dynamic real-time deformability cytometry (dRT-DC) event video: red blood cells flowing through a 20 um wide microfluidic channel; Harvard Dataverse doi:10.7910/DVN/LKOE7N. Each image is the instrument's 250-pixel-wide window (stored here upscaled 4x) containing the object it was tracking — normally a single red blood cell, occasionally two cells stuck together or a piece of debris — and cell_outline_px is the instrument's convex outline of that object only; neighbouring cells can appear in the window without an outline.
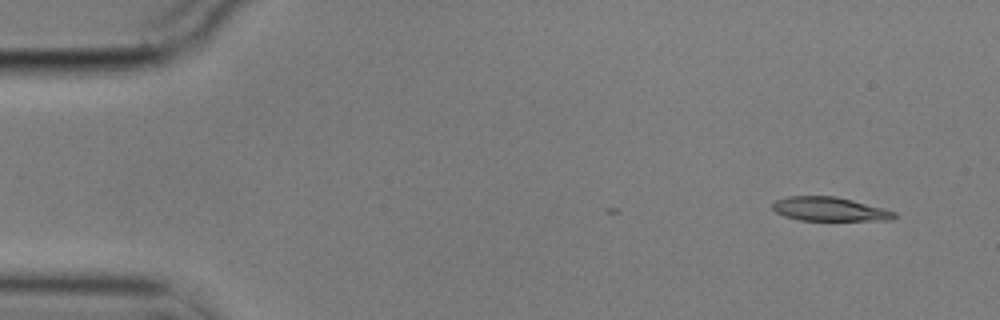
{"species": "common noctule bat (a hibernating species)", "species_latin": "Nyctalus noctula", "temperature_condition": "cold", "stored_images_in_passage": 6, "camera_frame_rate_fps": 3000, "um_per_image_px": 0.085, "animal": {"sex": "male", "body_mass_g": 17.9}, "frame": {"image": 1, "passage_image": 1, "time_ms": 0.0, "image_size_px": [1000, 320], "cell_outline_px": [[896, 216], [892, 220], [800, 220], [784, 216], [776, 212], [772, 208], [772, 204], [776, 200], [788, 196], [836, 196], [884, 208], [896, 212]], "centroid_in_image_um": [70.51, 17.77], "position_along_channel_um": 14.5, "area_um2": 16.94}}